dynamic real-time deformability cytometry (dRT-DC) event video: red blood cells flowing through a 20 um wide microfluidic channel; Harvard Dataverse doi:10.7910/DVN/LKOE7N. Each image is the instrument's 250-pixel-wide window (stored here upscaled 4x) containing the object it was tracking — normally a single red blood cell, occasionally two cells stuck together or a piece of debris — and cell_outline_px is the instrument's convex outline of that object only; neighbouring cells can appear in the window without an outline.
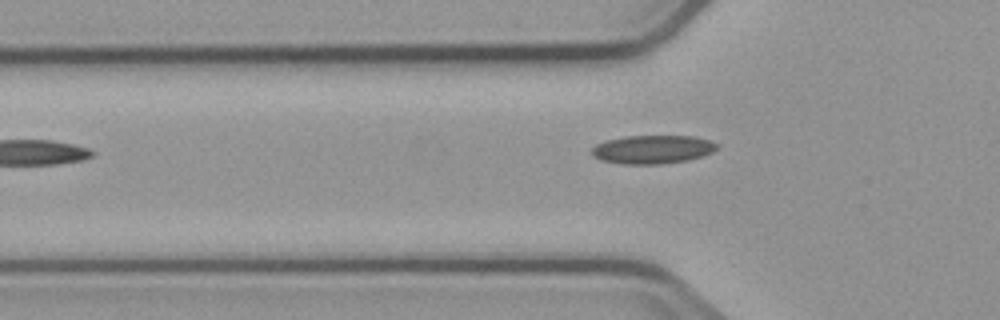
{"species": "common noctule bat (a hibernating species)", "species_latin": "Nyctalus noctula", "temperature_condition": "cold", "stored_images_in_passage": 5, "camera_frame_rate_fps": 3000, "um_per_image_px": 0.085, "animal": {"sex": "male", "body_mass_g": 23.1, "forearm_length_mm": 52.7}, "frame": {"image": 1, "passage_image": 5, "time_ms": 4.667, "image_size_px": [1000, 320], "cell_outline_px": [[716, 148], [712, 152], [704, 156], [688, 160], [660, 164], [624, 164], [600, 160], [592, 156], [592, 148], [596, 144], [604, 140], [624, 136], [692, 136], [708, 140], [716, 144]], "centroid_in_image_um": [55.42, 12.7], "position_along_channel_um": 70.4, "area_um2": 20.81}}